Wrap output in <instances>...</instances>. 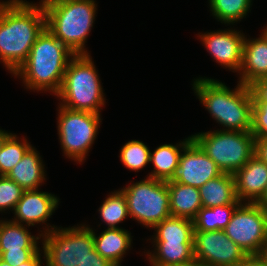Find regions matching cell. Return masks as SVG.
<instances>
[{
  "mask_svg": "<svg viewBox=\"0 0 267 266\" xmlns=\"http://www.w3.org/2000/svg\"><path fill=\"white\" fill-rule=\"evenodd\" d=\"M45 28L43 5L23 0L0 2V60L10 73L14 74L27 60Z\"/></svg>",
  "mask_w": 267,
  "mask_h": 266,
  "instance_id": "1",
  "label": "cell"
},
{
  "mask_svg": "<svg viewBox=\"0 0 267 266\" xmlns=\"http://www.w3.org/2000/svg\"><path fill=\"white\" fill-rule=\"evenodd\" d=\"M74 56L46 27L14 75L20 76L28 89L49 90L56 95L61 89L70 58Z\"/></svg>",
  "mask_w": 267,
  "mask_h": 266,
  "instance_id": "2",
  "label": "cell"
},
{
  "mask_svg": "<svg viewBox=\"0 0 267 266\" xmlns=\"http://www.w3.org/2000/svg\"><path fill=\"white\" fill-rule=\"evenodd\" d=\"M193 89L212 117L226 127L222 131H251L252 92L238 82L234 90L215 79L198 78Z\"/></svg>",
  "mask_w": 267,
  "mask_h": 266,
  "instance_id": "3",
  "label": "cell"
},
{
  "mask_svg": "<svg viewBox=\"0 0 267 266\" xmlns=\"http://www.w3.org/2000/svg\"><path fill=\"white\" fill-rule=\"evenodd\" d=\"M43 7L49 31L75 55H89L84 45L95 21V1L54 0Z\"/></svg>",
  "mask_w": 267,
  "mask_h": 266,
  "instance_id": "4",
  "label": "cell"
},
{
  "mask_svg": "<svg viewBox=\"0 0 267 266\" xmlns=\"http://www.w3.org/2000/svg\"><path fill=\"white\" fill-rule=\"evenodd\" d=\"M56 96L62 100L63 107L100 114L101 106L105 105L104 93L90 55L71 58Z\"/></svg>",
  "mask_w": 267,
  "mask_h": 266,
  "instance_id": "5",
  "label": "cell"
},
{
  "mask_svg": "<svg viewBox=\"0 0 267 266\" xmlns=\"http://www.w3.org/2000/svg\"><path fill=\"white\" fill-rule=\"evenodd\" d=\"M191 137L223 173L234 174L254 156L255 137L251 131L215 130Z\"/></svg>",
  "mask_w": 267,
  "mask_h": 266,
  "instance_id": "6",
  "label": "cell"
},
{
  "mask_svg": "<svg viewBox=\"0 0 267 266\" xmlns=\"http://www.w3.org/2000/svg\"><path fill=\"white\" fill-rule=\"evenodd\" d=\"M47 225L43 238V256L46 266H78L94 248L92 228L81 227L57 228Z\"/></svg>",
  "mask_w": 267,
  "mask_h": 266,
  "instance_id": "7",
  "label": "cell"
},
{
  "mask_svg": "<svg viewBox=\"0 0 267 266\" xmlns=\"http://www.w3.org/2000/svg\"><path fill=\"white\" fill-rule=\"evenodd\" d=\"M121 191L126 197L129 216L145 227L153 228L171 216L167 181L146 177Z\"/></svg>",
  "mask_w": 267,
  "mask_h": 266,
  "instance_id": "8",
  "label": "cell"
},
{
  "mask_svg": "<svg viewBox=\"0 0 267 266\" xmlns=\"http://www.w3.org/2000/svg\"><path fill=\"white\" fill-rule=\"evenodd\" d=\"M58 113V134L64 154L78 163L83 162L98 134L101 115L61 105Z\"/></svg>",
  "mask_w": 267,
  "mask_h": 266,
  "instance_id": "9",
  "label": "cell"
},
{
  "mask_svg": "<svg viewBox=\"0 0 267 266\" xmlns=\"http://www.w3.org/2000/svg\"><path fill=\"white\" fill-rule=\"evenodd\" d=\"M223 230L247 255H260L267 245V212L258 203H240Z\"/></svg>",
  "mask_w": 267,
  "mask_h": 266,
  "instance_id": "10",
  "label": "cell"
},
{
  "mask_svg": "<svg viewBox=\"0 0 267 266\" xmlns=\"http://www.w3.org/2000/svg\"><path fill=\"white\" fill-rule=\"evenodd\" d=\"M193 247L204 266H238L248 256L224 230L194 231Z\"/></svg>",
  "mask_w": 267,
  "mask_h": 266,
  "instance_id": "11",
  "label": "cell"
},
{
  "mask_svg": "<svg viewBox=\"0 0 267 266\" xmlns=\"http://www.w3.org/2000/svg\"><path fill=\"white\" fill-rule=\"evenodd\" d=\"M182 152L173 181L200 188L210 179L223 174L216 163L193 140Z\"/></svg>",
  "mask_w": 267,
  "mask_h": 266,
  "instance_id": "12",
  "label": "cell"
},
{
  "mask_svg": "<svg viewBox=\"0 0 267 266\" xmlns=\"http://www.w3.org/2000/svg\"><path fill=\"white\" fill-rule=\"evenodd\" d=\"M199 37L217 63L230 70L240 71L245 38L243 33L227 29L204 33Z\"/></svg>",
  "mask_w": 267,
  "mask_h": 266,
  "instance_id": "13",
  "label": "cell"
},
{
  "mask_svg": "<svg viewBox=\"0 0 267 266\" xmlns=\"http://www.w3.org/2000/svg\"><path fill=\"white\" fill-rule=\"evenodd\" d=\"M36 190H25L14 208L15 218L11 221L34 226L45 223L58 207L59 199L54 194Z\"/></svg>",
  "mask_w": 267,
  "mask_h": 266,
  "instance_id": "14",
  "label": "cell"
},
{
  "mask_svg": "<svg viewBox=\"0 0 267 266\" xmlns=\"http://www.w3.org/2000/svg\"><path fill=\"white\" fill-rule=\"evenodd\" d=\"M233 175L238 200L258 203L267 189V164L253 156Z\"/></svg>",
  "mask_w": 267,
  "mask_h": 266,
  "instance_id": "15",
  "label": "cell"
},
{
  "mask_svg": "<svg viewBox=\"0 0 267 266\" xmlns=\"http://www.w3.org/2000/svg\"><path fill=\"white\" fill-rule=\"evenodd\" d=\"M239 82L250 86L259 79L267 78V32L264 30L260 38H244L242 65Z\"/></svg>",
  "mask_w": 267,
  "mask_h": 266,
  "instance_id": "16",
  "label": "cell"
},
{
  "mask_svg": "<svg viewBox=\"0 0 267 266\" xmlns=\"http://www.w3.org/2000/svg\"><path fill=\"white\" fill-rule=\"evenodd\" d=\"M38 151L31 147L22 159L7 173L24 190H36L45 180V168Z\"/></svg>",
  "mask_w": 267,
  "mask_h": 266,
  "instance_id": "17",
  "label": "cell"
},
{
  "mask_svg": "<svg viewBox=\"0 0 267 266\" xmlns=\"http://www.w3.org/2000/svg\"><path fill=\"white\" fill-rule=\"evenodd\" d=\"M170 195V213L173 217L194 220L202 208L199 188L180 184L173 180L167 181Z\"/></svg>",
  "mask_w": 267,
  "mask_h": 266,
  "instance_id": "18",
  "label": "cell"
},
{
  "mask_svg": "<svg viewBox=\"0 0 267 266\" xmlns=\"http://www.w3.org/2000/svg\"><path fill=\"white\" fill-rule=\"evenodd\" d=\"M38 236H32L23 224L0 220V255L2 253L38 252Z\"/></svg>",
  "mask_w": 267,
  "mask_h": 266,
  "instance_id": "19",
  "label": "cell"
},
{
  "mask_svg": "<svg viewBox=\"0 0 267 266\" xmlns=\"http://www.w3.org/2000/svg\"><path fill=\"white\" fill-rule=\"evenodd\" d=\"M202 207L240 204L236 194L235 179L231 173L210 179L199 188Z\"/></svg>",
  "mask_w": 267,
  "mask_h": 266,
  "instance_id": "20",
  "label": "cell"
},
{
  "mask_svg": "<svg viewBox=\"0 0 267 266\" xmlns=\"http://www.w3.org/2000/svg\"><path fill=\"white\" fill-rule=\"evenodd\" d=\"M191 141L192 137L190 136L177 145L163 144L154 152H150V163H153L154 169L147 177L164 181L172 180L177 171L181 151Z\"/></svg>",
  "mask_w": 267,
  "mask_h": 266,
  "instance_id": "21",
  "label": "cell"
},
{
  "mask_svg": "<svg viewBox=\"0 0 267 266\" xmlns=\"http://www.w3.org/2000/svg\"><path fill=\"white\" fill-rule=\"evenodd\" d=\"M93 237L95 250L110 263L121 262L131 247L132 237L123 228H107L99 236L93 230Z\"/></svg>",
  "mask_w": 267,
  "mask_h": 266,
  "instance_id": "22",
  "label": "cell"
},
{
  "mask_svg": "<svg viewBox=\"0 0 267 266\" xmlns=\"http://www.w3.org/2000/svg\"><path fill=\"white\" fill-rule=\"evenodd\" d=\"M155 252L147 253L152 266L178 265L195 259L193 243L153 242ZM157 250V251H156Z\"/></svg>",
  "mask_w": 267,
  "mask_h": 266,
  "instance_id": "23",
  "label": "cell"
},
{
  "mask_svg": "<svg viewBox=\"0 0 267 266\" xmlns=\"http://www.w3.org/2000/svg\"><path fill=\"white\" fill-rule=\"evenodd\" d=\"M153 228L156 231L154 242L193 243L194 224L190 219L170 216Z\"/></svg>",
  "mask_w": 267,
  "mask_h": 266,
  "instance_id": "24",
  "label": "cell"
},
{
  "mask_svg": "<svg viewBox=\"0 0 267 266\" xmlns=\"http://www.w3.org/2000/svg\"><path fill=\"white\" fill-rule=\"evenodd\" d=\"M239 204H228L213 208L202 207L193 220L194 231L223 230Z\"/></svg>",
  "mask_w": 267,
  "mask_h": 266,
  "instance_id": "25",
  "label": "cell"
},
{
  "mask_svg": "<svg viewBox=\"0 0 267 266\" xmlns=\"http://www.w3.org/2000/svg\"><path fill=\"white\" fill-rule=\"evenodd\" d=\"M252 0H209L212 15L224 24L241 21L250 10Z\"/></svg>",
  "mask_w": 267,
  "mask_h": 266,
  "instance_id": "26",
  "label": "cell"
},
{
  "mask_svg": "<svg viewBox=\"0 0 267 266\" xmlns=\"http://www.w3.org/2000/svg\"><path fill=\"white\" fill-rule=\"evenodd\" d=\"M98 211L101 219L107 224L108 228H120L116 225L129 216L124 193L121 190L112 192L105 199Z\"/></svg>",
  "mask_w": 267,
  "mask_h": 266,
  "instance_id": "27",
  "label": "cell"
},
{
  "mask_svg": "<svg viewBox=\"0 0 267 266\" xmlns=\"http://www.w3.org/2000/svg\"><path fill=\"white\" fill-rule=\"evenodd\" d=\"M18 138L11 133L0 148V175H7L32 147L26 138H22L21 142Z\"/></svg>",
  "mask_w": 267,
  "mask_h": 266,
  "instance_id": "28",
  "label": "cell"
},
{
  "mask_svg": "<svg viewBox=\"0 0 267 266\" xmlns=\"http://www.w3.org/2000/svg\"><path fill=\"white\" fill-rule=\"evenodd\" d=\"M150 149L142 141H128L120 150V161L132 171H139L150 162Z\"/></svg>",
  "mask_w": 267,
  "mask_h": 266,
  "instance_id": "29",
  "label": "cell"
},
{
  "mask_svg": "<svg viewBox=\"0 0 267 266\" xmlns=\"http://www.w3.org/2000/svg\"><path fill=\"white\" fill-rule=\"evenodd\" d=\"M25 190L6 175H0V211L14 210Z\"/></svg>",
  "mask_w": 267,
  "mask_h": 266,
  "instance_id": "30",
  "label": "cell"
},
{
  "mask_svg": "<svg viewBox=\"0 0 267 266\" xmlns=\"http://www.w3.org/2000/svg\"><path fill=\"white\" fill-rule=\"evenodd\" d=\"M255 138H267V104L252 105V129Z\"/></svg>",
  "mask_w": 267,
  "mask_h": 266,
  "instance_id": "31",
  "label": "cell"
},
{
  "mask_svg": "<svg viewBox=\"0 0 267 266\" xmlns=\"http://www.w3.org/2000/svg\"><path fill=\"white\" fill-rule=\"evenodd\" d=\"M253 104H267V78L259 79L250 86Z\"/></svg>",
  "mask_w": 267,
  "mask_h": 266,
  "instance_id": "32",
  "label": "cell"
},
{
  "mask_svg": "<svg viewBox=\"0 0 267 266\" xmlns=\"http://www.w3.org/2000/svg\"><path fill=\"white\" fill-rule=\"evenodd\" d=\"M37 252L2 253L0 258L11 266H19L30 260Z\"/></svg>",
  "mask_w": 267,
  "mask_h": 266,
  "instance_id": "33",
  "label": "cell"
},
{
  "mask_svg": "<svg viewBox=\"0 0 267 266\" xmlns=\"http://www.w3.org/2000/svg\"><path fill=\"white\" fill-rule=\"evenodd\" d=\"M110 262L94 249L78 266H108Z\"/></svg>",
  "mask_w": 267,
  "mask_h": 266,
  "instance_id": "34",
  "label": "cell"
},
{
  "mask_svg": "<svg viewBox=\"0 0 267 266\" xmlns=\"http://www.w3.org/2000/svg\"><path fill=\"white\" fill-rule=\"evenodd\" d=\"M254 156L267 164V138H255Z\"/></svg>",
  "mask_w": 267,
  "mask_h": 266,
  "instance_id": "35",
  "label": "cell"
},
{
  "mask_svg": "<svg viewBox=\"0 0 267 266\" xmlns=\"http://www.w3.org/2000/svg\"><path fill=\"white\" fill-rule=\"evenodd\" d=\"M238 266H267V261L260 255H248Z\"/></svg>",
  "mask_w": 267,
  "mask_h": 266,
  "instance_id": "36",
  "label": "cell"
},
{
  "mask_svg": "<svg viewBox=\"0 0 267 266\" xmlns=\"http://www.w3.org/2000/svg\"><path fill=\"white\" fill-rule=\"evenodd\" d=\"M41 263V253L39 250L30 260L22 263L19 266H42Z\"/></svg>",
  "mask_w": 267,
  "mask_h": 266,
  "instance_id": "37",
  "label": "cell"
},
{
  "mask_svg": "<svg viewBox=\"0 0 267 266\" xmlns=\"http://www.w3.org/2000/svg\"><path fill=\"white\" fill-rule=\"evenodd\" d=\"M258 204L267 212V189Z\"/></svg>",
  "mask_w": 267,
  "mask_h": 266,
  "instance_id": "38",
  "label": "cell"
},
{
  "mask_svg": "<svg viewBox=\"0 0 267 266\" xmlns=\"http://www.w3.org/2000/svg\"><path fill=\"white\" fill-rule=\"evenodd\" d=\"M168 266H204L196 259L192 260L191 262L185 263V264H178V265H168Z\"/></svg>",
  "mask_w": 267,
  "mask_h": 266,
  "instance_id": "39",
  "label": "cell"
},
{
  "mask_svg": "<svg viewBox=\"0 0 267 266\" xmlns=\"http://www.w3.org/2000/svg\"><path fill=\"white\" fill-rule=\"evenodd\" d=\"M11 133L6 132L5 130L0 129V148L4 142V140L10 135Z\"/></svg>",
  "mask_w": 267,
  "mask_h": 266,
  "instance_id": "40",
  "label": "cell"
},
{
  "mask_svg": "<svg viewBox=\"0 0 267 266\" xmlns=\"http://www.w3.org/2000/svg\"><path fill=\"white\" fill-rule=\"evenodd\" d=\"M262 256L265 258V260L267 261V245L264 248L263 252H262Z\"/></svg>",
  "mask_w": 267,
  "mask_h": 266,
  "instance_id": "41",
  "label": "cell"
},
{
  "mask_svg": "<svg viewBox=\"0 0 267 266\" xmlns=\"http://www.w3.org/2000/svg\"><path fill=\"white\" fill-rule=\"evenodd\" d=\"M0 266H11L0 258Z\"/></svg>",
  "mask_w": 267,
  "mask_h": 266,
  "instance_id": "42",
  "label": "cell"
},
{
  "mask_svg": "<svg viewBox=\"0 0 267 266\" xmlns=\"http://www.w3.org/2000/svg\"><path fill=\"white\" fill-rule=\"evenodd\" d=\"M121 262H112L108 266H121Z\"/></svg>",
  "mask_w": 267,
  "mask_h": 266,
  "instance_id": "43",
  "label": "cell"
},
{
  "mask_svg": "<svg viewBox=\"0 0 267 266\" xmlns=\"http://www.w3.org/2000/svg\"><path fill=\"white\" fill-rule=\"evenodd\" d=\"M51 1H54V0H41L42 3L40 2L39 4L45 5V4H47V3L51 2Z\"/></svg>",
  "mask_w": 267,
  "mask_h": 266,
  "instance_id": "44",
  "label": "cell"
}]
</instances>
